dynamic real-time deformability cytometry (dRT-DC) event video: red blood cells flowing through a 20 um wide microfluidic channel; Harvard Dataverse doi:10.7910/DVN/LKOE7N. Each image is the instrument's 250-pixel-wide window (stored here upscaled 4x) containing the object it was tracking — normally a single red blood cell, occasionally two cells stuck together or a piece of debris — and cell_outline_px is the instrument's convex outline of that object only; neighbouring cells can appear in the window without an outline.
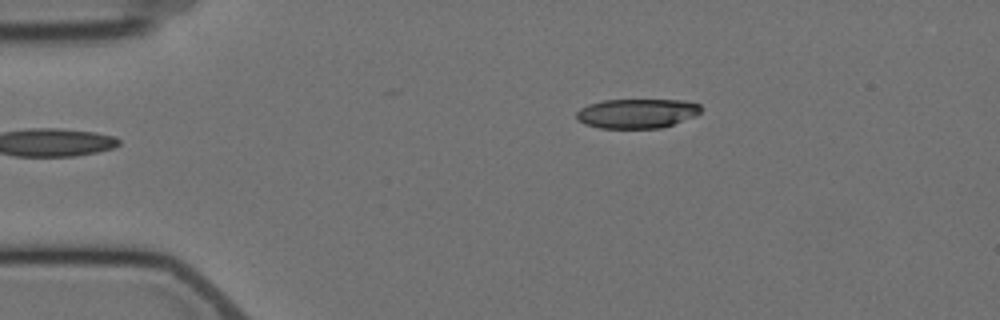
{"species": "Egyptian fruit bat (a non-hibernating species)", "species_latin": "Rousettus aegyptiacus", "temperature_condition": "cold", "stored_images_in_passage": 7, "camera_frame_rate_fps": 3000, "um_per_image_px": 0.085, "animal": {"sex": "female"}, "frame": {"image": 1, "passage_image": 1, "time_ms": 0.0, "image_size_px": [1000, 320], "cell_outline_px": [[704, 108], [696, 116], [660, 128], [600, 128], [584, 124], [576, 120], [576, 112], [580, 108], [588, 104], [604, 100], [684, 100], [700, 104]], "centroid_in_image_um": [54.14, 9.64], "position_along_channel_um": 30.9, "area_um2": 21.56}}
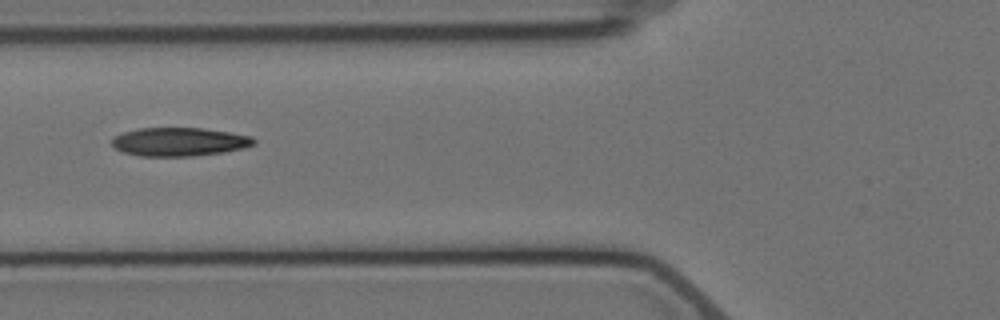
{"frame": {"image": 2, "passage_image": 4, "time_ms": 3.667, "image_size_px": [1000, 320], "cell_outline_px": [[256, 144], [224, 152], [192, 156], [140, 156], [124, 152], [116, 148], [112, 144], [112, 140], [116, 136], [124, 132], [140, 128], [204, 128], [252, 136], [256, 140]], "centroid_in_image_um": [15.26, 12.05], "position_along_channel_um": 110.5, "area_um2": 23.41}}
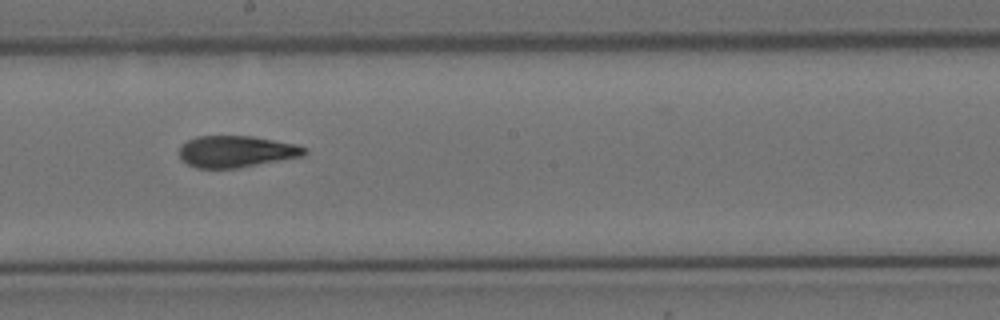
{"frame": {"image": 3, "passage_image": 7, "time_ms": 7.0, "image_size_px": [1000, 320], "cell_outline_px": [[308, 152], [304, 156], [240, 168], [196, 168], [180, 160], [180, 144], [196, 136], [252, 136], [296, 144], [308, 148]], "centroid_in_image_um": [20.1, 12.88], "position_along_channel_um": 228.1, "area_um2": 23.35}}